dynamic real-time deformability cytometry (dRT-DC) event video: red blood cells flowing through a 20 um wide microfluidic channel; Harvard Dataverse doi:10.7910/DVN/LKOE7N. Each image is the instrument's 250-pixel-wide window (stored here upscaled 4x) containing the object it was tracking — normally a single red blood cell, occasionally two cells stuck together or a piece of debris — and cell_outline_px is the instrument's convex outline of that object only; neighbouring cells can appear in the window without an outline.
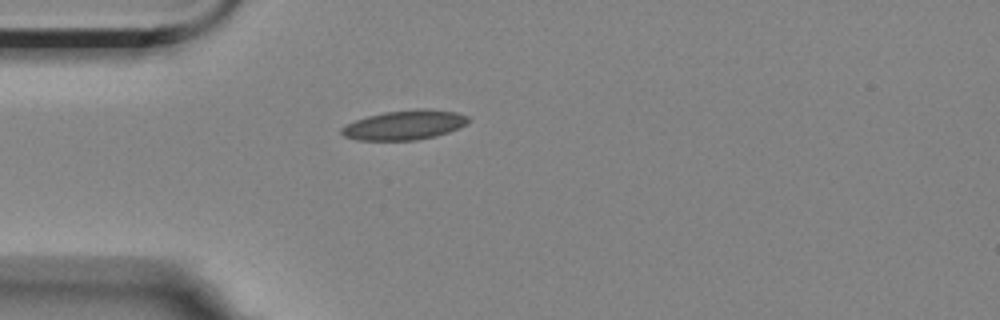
{"species": "Egyptian fruit bat (a non-hibernating species)", "species_latin": "Rousettus aegyptiacus", "temperature_condition": "room temperature", "stored_images_in_passage": 1, "camera_frame_rate_fps": 3000, "um_per_image_px": 0.085, "animal": {"sex": "female"}, "frame": {"image": 1, "passage_image": 1, "time_ms": 0.0, "image_size_px": [1000, 320], "cell_outline_px": [[468, 124], [460, 128], [436, 136], [416, 140], [356, 140], [344, 136], [340, 132], [340, 128], [356, 120], [368, 116], [384, 112], [416, 108], [428, 108], [456, 112], [468, 116]], "centroid_in_image_um": [34.41, 10.62], "position_along_channel_um": 50.6, "area_um2": 21.96}}